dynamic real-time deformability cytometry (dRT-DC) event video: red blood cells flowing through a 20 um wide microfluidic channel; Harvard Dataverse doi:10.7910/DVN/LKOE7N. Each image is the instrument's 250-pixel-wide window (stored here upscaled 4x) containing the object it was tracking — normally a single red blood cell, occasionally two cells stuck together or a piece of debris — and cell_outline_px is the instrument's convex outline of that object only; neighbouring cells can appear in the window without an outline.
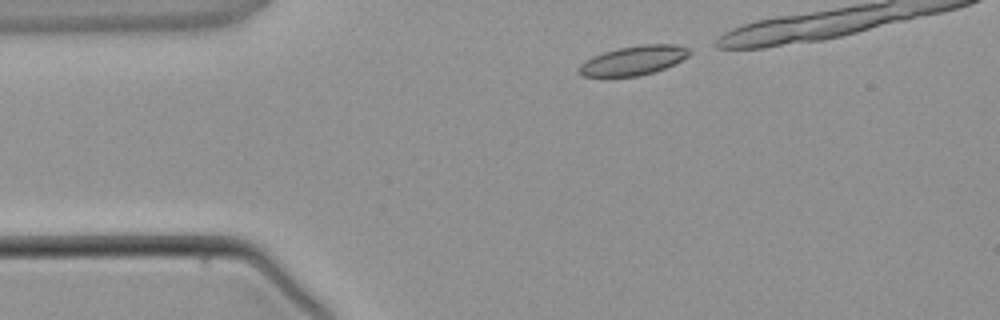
{"species": "common noctule bat (a hibernating species)", "species_latin": "Nyctalus noctula", "temperature_condition": "warm", "stored_images_in_passage": 3, "camera_frame_rate_fps": 3000, "um_per_image_px": 0.085, "animal": {"sex": "male", "body_mass_g": 21.5, "forearm_length_mm": 52.0}, "frame": {"image": 1, "passage_image": 1, "time_ms": 0.0, "image_size_px": [1000, 320], "cell_outline_px": [[692, 52], [688, 56], [664, 68], [640, 76], [580, 76], [576, 72], [580, 64], [584, 60], [592, 56], [616, 48], [640, 44], [676, 44], [688, 48]], "centroid_in_image_um": [53.8, 5.12], "position_along_channel_um": 31.2, "area_um2": 18.9}}